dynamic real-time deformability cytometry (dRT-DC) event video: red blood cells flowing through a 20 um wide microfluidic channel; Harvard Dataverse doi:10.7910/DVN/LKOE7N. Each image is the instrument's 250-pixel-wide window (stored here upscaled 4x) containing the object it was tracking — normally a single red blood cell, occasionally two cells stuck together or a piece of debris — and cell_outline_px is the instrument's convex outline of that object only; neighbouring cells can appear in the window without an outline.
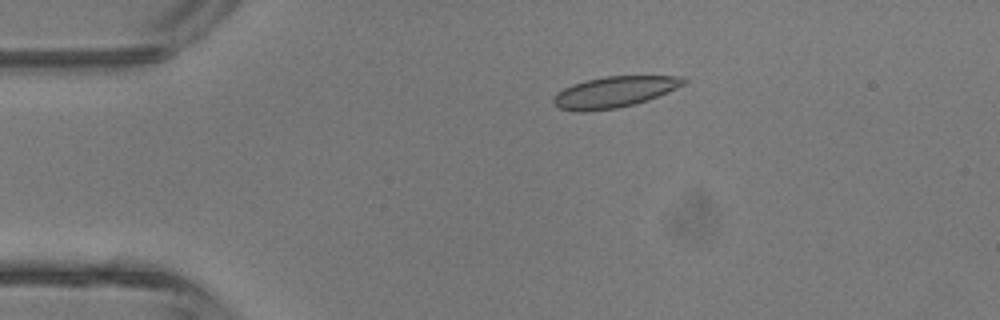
{"species": "common noctule bat (a hibernating species)", "species_latin": "Nyctalus noctula", "temperature_condition": "room temperature", "stored_images_in_passage": 3, "camera_frame_rate_fps": 3000, "um_per_image_px": 0.085, "animal": {"sex": "male", "body_mass_g": 13.3}, "frame": {"image": 1, "passage_image": 2, "time_ms": 1.0, "image_size_px": [1000, 320], "cell_outline_px": [[688, 80], [684, 84], [668, 92], [648, 100], [636, 104], [616, 108], [584, 112], [580, 112], [560, 108], [552, 100], [556, 92], [572, 84], [584, 80], [604, 76], [684, 76]], "centroid_in_image_um": [52.22, 7.81], "position_along_channel_um": 32.8, "area_um2": 23.64}}